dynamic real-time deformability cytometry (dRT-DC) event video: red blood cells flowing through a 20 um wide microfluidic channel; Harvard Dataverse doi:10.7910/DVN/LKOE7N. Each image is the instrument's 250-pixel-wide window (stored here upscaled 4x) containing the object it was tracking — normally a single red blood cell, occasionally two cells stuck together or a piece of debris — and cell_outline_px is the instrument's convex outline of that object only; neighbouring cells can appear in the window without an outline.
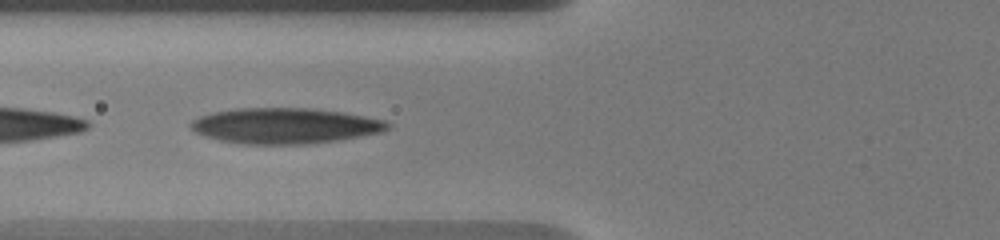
{"species": "human", "species_latin": "Homo sapiens", "temperature_condition": "warm", "stored_images_in_passage": 20, "camera_frame_rate_fps": 3000, "um_per_image_px": 0.085, "donor": {"sex": "male"}, "frame": {"image": 1, "passage_image": 4, "time_ms": 2.667, "image_size_px": [1000, 240], "cell_outline_px": [[392, 124], [384, 132], [312, 144], [244, 144], [220, 140], [204, 136], [196, 132], [188, 124], [192, 120], [200, 116], [212, 112], [236, 108], [312, 108], [340, 112], [384, 120]], "centroid_in_image_um": [24.2, 10.69], "position_along_channel_um": 101.6, "area_um2": 40.86}}
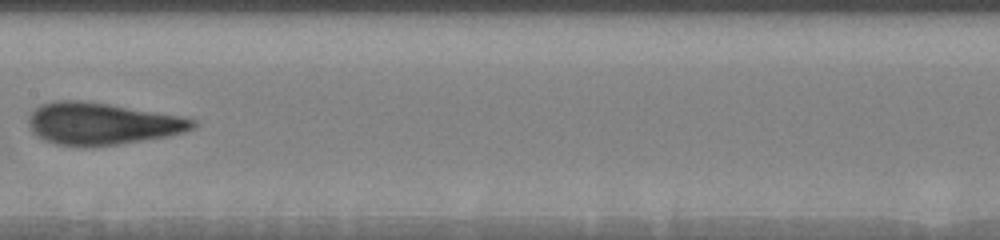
{"frame": {"image": 2, "passage_image": 8, "time_ms": 5.333, "image_size_px": [1000, 240], "cell_outline_px": [[196, 124], [192, 128], [184, 132], [168, 136], [116, 144], [56, 144], [44, 140], [36, 136], [32, 132], [28, 124], [28, 116], [40, 104], [56, 100], [84, 100], [180, 116], [196, 120]], "centroid_in_image_um": [8.63, 10.48], "position_along_channel_um": 198.8, "area_um2": 39.42}}
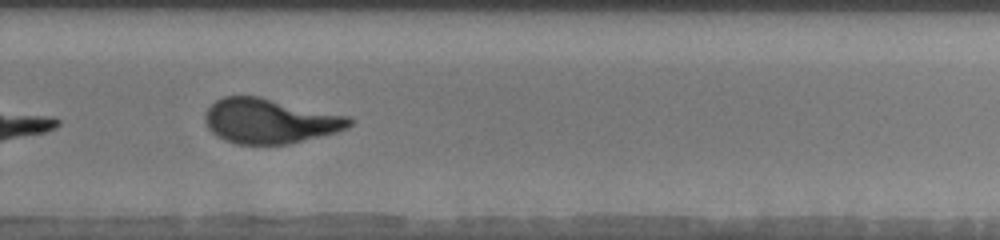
{"frame": {"image": 3, "passage_image": 12, "time_ms": 8.333, "image_size_px": [1000, 240], "cell_outline_px": [[352, 124], [336, 132], [288, 144], [236, 144], [224, 140], [216, 136], [208, 128], [204, 120], [204, 116], [208, 108], [216, 100], [224, 96], [260, 96], [348, 116], [352, 120]], "centroid_in_image_um": [22.89, 10.28], "position_along_channel_um": 306.9, "area_um2": 37.57}, "authors_computed_cell_mechanics": {"area_um2": 39.2173, "velocity_mm_per_s": 3.6328, "shape_relaxation_time_tau1_ms": 7.0124, "shape_relaxation_time_tau2_ms": 0.8638, "deformation_change_tau1": 0.2565, "deformation_change_tau2": 0.0745}}